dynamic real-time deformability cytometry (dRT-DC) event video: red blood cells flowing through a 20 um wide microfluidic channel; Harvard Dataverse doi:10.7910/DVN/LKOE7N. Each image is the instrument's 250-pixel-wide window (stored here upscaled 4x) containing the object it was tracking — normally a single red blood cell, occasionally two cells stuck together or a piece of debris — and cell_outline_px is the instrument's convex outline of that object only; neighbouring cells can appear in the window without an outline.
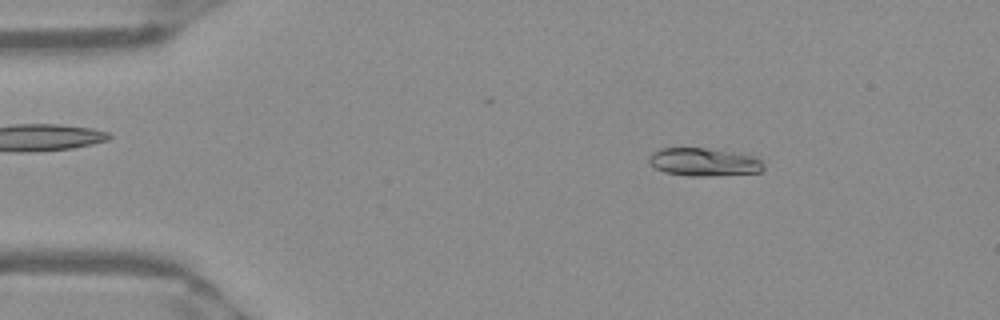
{"species": "Egyptian fruit bat (a non-hibernating species)", "species_latin": "Rousettus aegyptiacus", "temperature_condition": "warm", "stored_images_in_passage": 50, "camera_frame_rate_fps": 3000, "um_per_image_px": 0.085, "frame": {"image": 1, "passage_image": 7, "time_ms": 2.0, "image_size_px": [1000, 320], "cell_outline_px": [[764, 168], [760, 172], [712, 176], [692, 176], [664, 172], [648, 164], [648, 156], [652, 152], [660, 148], [704, 148], [740, 152], [756, 156], [764, 160]], "centroid_in_image_um": [59.87, 13.76], "position_along_channel_um": 25.1, "area_um2": 19.19}}
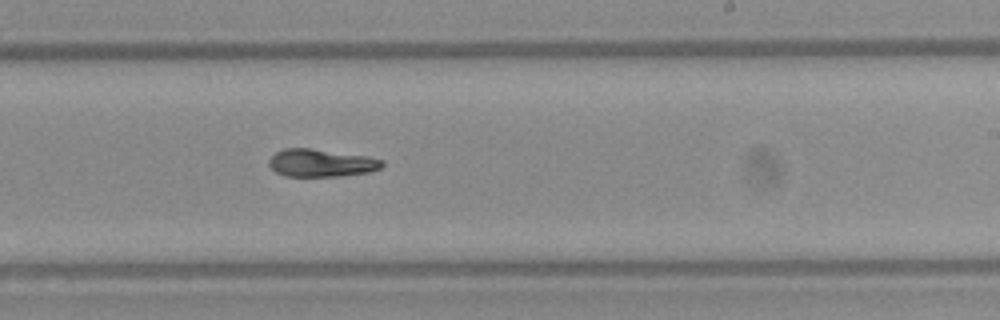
{"frame": {"image": 2, "passage_image": 30, "time_ms": 9.667, "image_size_px": [1000, 320], "cell_outline_px": [[384, 164], [380, 168], [368, 172], [340, 176], [284, 176], [276, 172], [268, 164], [268, 160], [276, 152], [284, 148], [308, 148], [368, 156], [384, 160]], "centroid_in_image_um": [27.29, 13.85], "position_along_channel_um": 261.7, "area_um2": 18.21}}
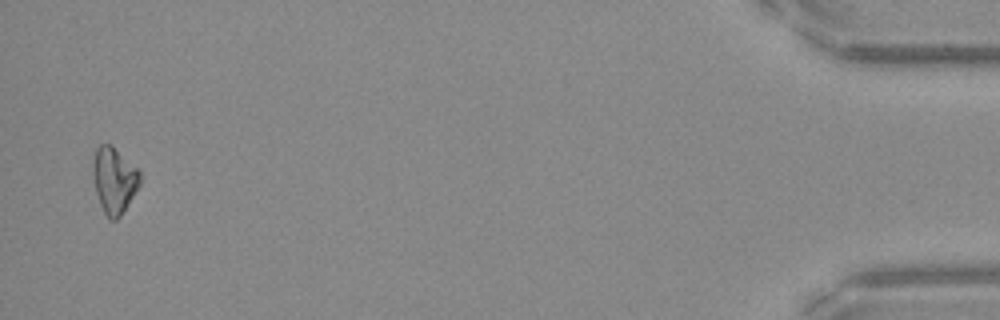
{"frame": {"image": 3, "passage_image": 49, "time_ms": 16.0, "image_size_px": [1000, 320], "cell_outline_px": [[140, 184], [120, 216], [116, 220], [112, 220], [104, 212], [100, 204], [96, 192], [92, 172], [92, 164], [96, 148], [100, 144], [112, 144], [140, 168]], "centroid_in_image_um": [9.71, 15.25], "position_along_channel_um": 425.5, "area_um2": 18.26}, "authors_computed_cell_mechanics": {"area_um2": 18.6694, "velocity_mm_per_s": 3.9725, "shape_relaxation_time_tau1_ms": 6.3396, "shape_relaxation_time_tau2_ms": 7.7894, "deformation_change_tau1": 0.2034, "deformation_change_tau2": 0.1097}}